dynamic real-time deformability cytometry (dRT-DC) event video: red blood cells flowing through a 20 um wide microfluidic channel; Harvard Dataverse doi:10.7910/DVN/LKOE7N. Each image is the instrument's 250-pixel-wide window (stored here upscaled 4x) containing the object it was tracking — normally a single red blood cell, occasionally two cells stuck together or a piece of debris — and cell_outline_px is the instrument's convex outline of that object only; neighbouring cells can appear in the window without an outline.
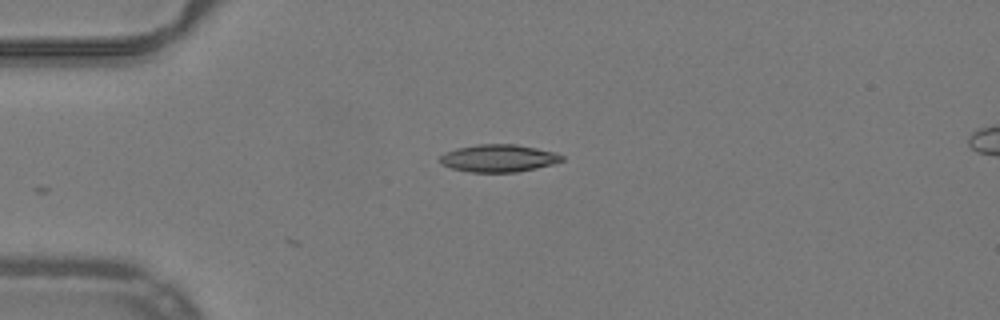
{"species": "common noctule bat (a hibernating species)", "species_latin": "Nyctalus noctula", "temperature_condition": "warm", "stored_images_in_passage": 15, "camera_frame_rate_fps": 3000, "um_per_image_px": 0.085, "animal": {"sex": "male", "body_mass_g": 19.2, "forearm_length_mm": 51.8}, "frame": {"image": 1, "passage_image": 1, "time_ms": 0.0, "image_size_px": [1000, 320], "cell_outline_px": [[564, 160], [552, 164], [536, 168], [516, 172], [468, 172], [452, 168], [440, 164], [440, 156], [444, 152], [456, 148], [476, 144], [516, 144], [556, 152], [564, 156]], "centroid_in_image_um": [42.36, 13.44], "position_along_channel_um": 42.6, "area_um2": 19.65}}
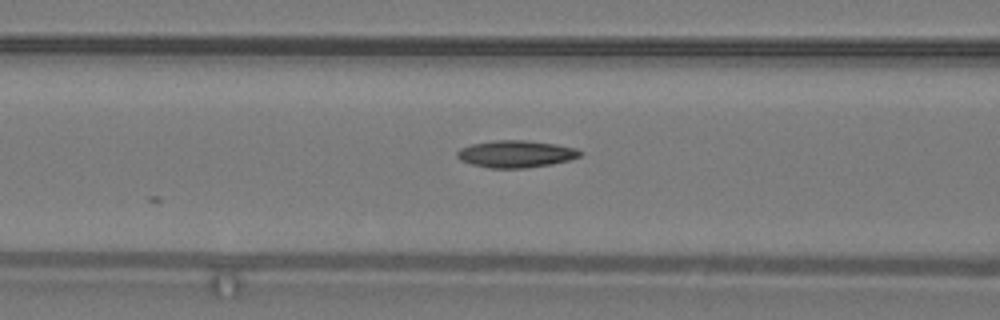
{"frame": {"image": 2, "passage_image": 9, "time_ms": 2.667, "image_size_px": [1000, 320], "cell_outline_px": [[584, 152], [580, 156], [568, 160], [552, 164], [524, 168], [488, 168], [472, 164], [460, 160], [456, 156], [456, 152], [460, 148], [472, 144], [496, 140], [524, 140], [556, 144], [576, 148]], "centroid_in_image_um": [43.85, 13.08], "position_along_channel_um": 122.8, "area_um2": 19.42}}
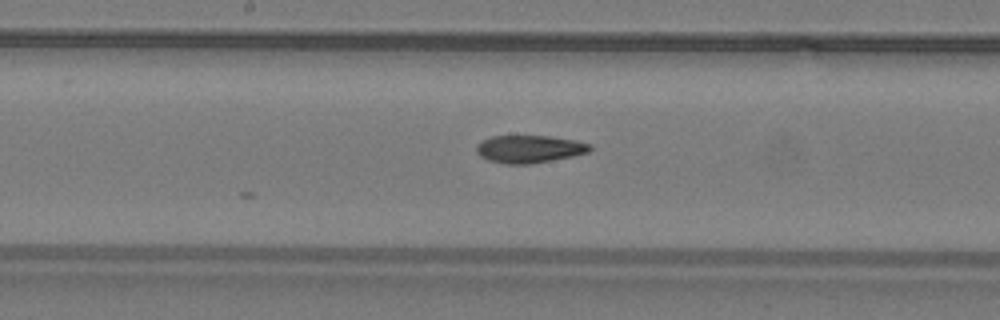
{"frame": {"image": 3, "passage_image": 15, "time_ms": 4.667, "image_size_px": [1000, 320], "cell_outline_px": [[592, 148], [588, 152], [572, 156], [532, 164], [504, 164], [488, 160], [480, 156], [476, 152], [476, 144], [480, 140], [492, 136], [548, 136], [576, 140], [592, 144]], "centroid_in_image_um": [44.97, 12.66], "position_along_channel_um": 203.2, "area_um2": 18.44}}